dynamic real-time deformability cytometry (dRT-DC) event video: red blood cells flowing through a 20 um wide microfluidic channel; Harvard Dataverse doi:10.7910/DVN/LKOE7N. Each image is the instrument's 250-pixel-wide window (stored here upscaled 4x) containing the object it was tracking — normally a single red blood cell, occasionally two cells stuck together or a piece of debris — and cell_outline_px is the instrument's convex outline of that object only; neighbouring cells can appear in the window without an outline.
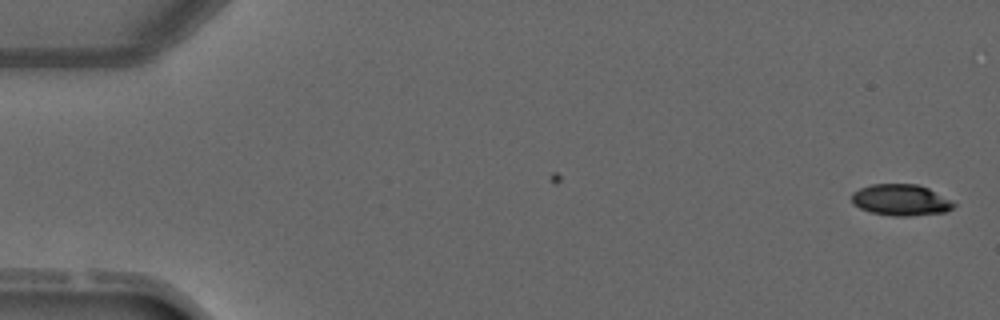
{"species": "common noctule bat (a hibernating species)", "species_latin": "Nyctalus noctula", "temperature_condition": "warm", "stored_images_in_passage": 2, "camera_frame_rate_fps": 3000, "um_per_image_px": 0.085, "animal": {"sex": "male", "forearm_length_mm": 52.5}, "frame": {"image": 1, "passage_image": 2, "time_ms": 1.333, "image_size_px": [1000, 320], "cell_outline_px": [[956, 204], [952, 208], [944, 212], [908, 216], [892, 216], [868, 212], [852, 204], [852, 192], [860, 188], [872, 184], [916, 184], [928, 188]], "centroid_in_image_um": [76.51, 17.0], "position_along_channel_um": 8.5, "area_um2": 18.5}}